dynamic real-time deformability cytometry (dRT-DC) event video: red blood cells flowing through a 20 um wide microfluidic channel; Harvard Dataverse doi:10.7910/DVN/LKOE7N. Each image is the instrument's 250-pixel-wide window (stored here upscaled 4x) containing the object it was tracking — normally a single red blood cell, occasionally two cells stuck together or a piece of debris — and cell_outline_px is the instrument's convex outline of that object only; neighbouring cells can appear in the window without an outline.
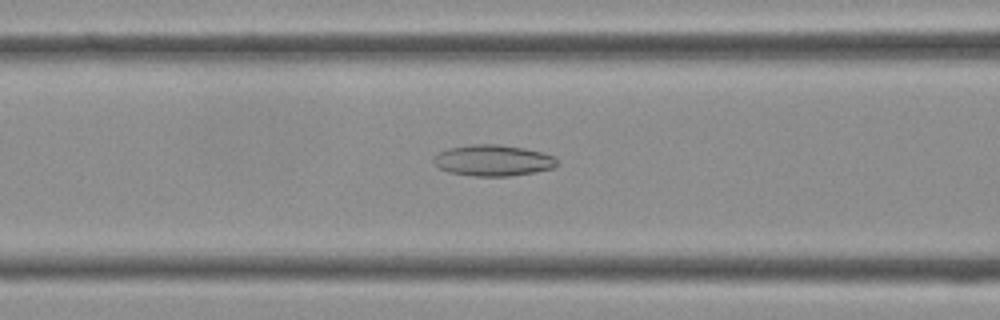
{"species": "Egyptian fruit bat (a non-hibernating species)", "species_latin": "Rousettus aegyptiacus", "temperature_condition": "cold", "stored_images_in_passage": 41, "camera_frame_rate_fps": 3000, "um_per_image_px": 0.085, "frame": {"image": 1, "passage_image": 16, "time_ms": 5.0, "image_size_px": [1000, 320], "cell_outline_px": [[556, 164], [552, 168], [536, 172], [508, 176], [472, 176], [448, 172], [432, 164], [432, 156], [448, 148], [472, 144], [496, 144], [524, 148], [556, 156]], "centroid_in_image_um": [41.86, 13.64], "position_along_channel_um": 124.7, "area_um2": 22.48}}
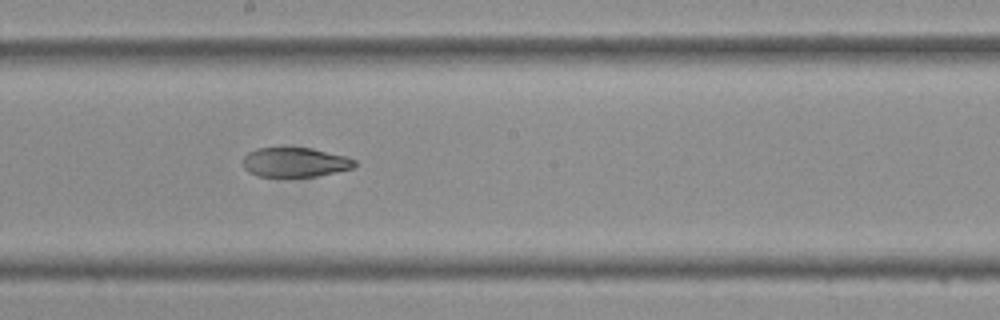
{"frame": {"image": 2, "passage_image": 22, "time_ms": 7.0, "image_size_px": [1000, 320], "cell_outline_px": [[356, 164], [352, 168], [336, 172], [316, 176], [256, 176], [248, 172], [244, 168], [244, 156], [248, 152], [256, 148], [312, 148], [344, 156], [356, 160]], "centroid_in_image_um": [25.05, 13.79], "position_along_channel_um": 223.1, "area_um2": 19.02}}
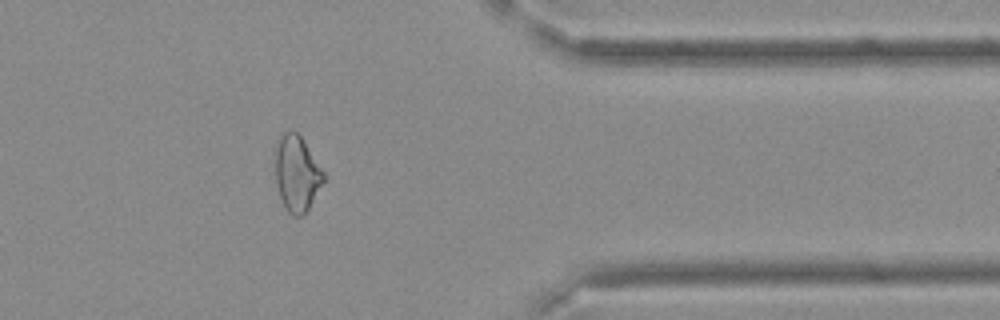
{"frame": {"image": 3, "passage_image": 33, "time_ms": 10.667, "image_size_px": [1000, 320], "cell_outline_px": [[324, 180], [304, 216], [292, 216], [288, 212], [280, 196], [276, 184], [272, 152], [276, 140], [284, 132], [296, 132], [300, 136], [324, 172]], "centroid_in_image_um": [25.16, 14.73], "position_along_channel_um": 386.2, "area_um2": 21.56}}